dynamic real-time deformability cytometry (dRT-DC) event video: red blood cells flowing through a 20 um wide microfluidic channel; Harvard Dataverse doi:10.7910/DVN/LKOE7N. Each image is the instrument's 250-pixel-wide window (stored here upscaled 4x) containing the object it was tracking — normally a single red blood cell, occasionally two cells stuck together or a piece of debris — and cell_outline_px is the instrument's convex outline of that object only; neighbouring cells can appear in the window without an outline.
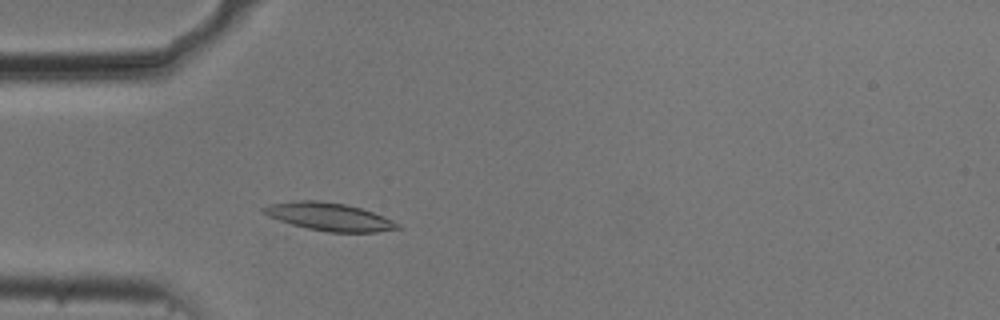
{"species": "common noctule bat (a hibernating species)", "species_latin": "Nyctalus noctula", "temperature_condition": "cold", "stored_images_in_passage": 49, "camera_frame_rate_fps": 3000, "um_per_image_px": 0.085, "animal": {"sex": "male", "body_mass_g": 20.5, "forearm_length_mm": 52.5}, "frame": {"image": 1, "passage_image": 11, "time_ms": 3.333, "image_size_px": [1000, 320], "cell_outline_px": [[400, 228], [376, 232], [328, 232], [308, 228], [292, 224], [268, 216], [260, 212], [260, 208], [268, 204], [296, 200], [320, 200], [344, 204], [360, 208], [372, 212], [392, 220], [400, 224]], "centroid_in_image_um": [27.93, 18.41], "position_along_channel_um": 57.1, "area_um2": 21.68}}
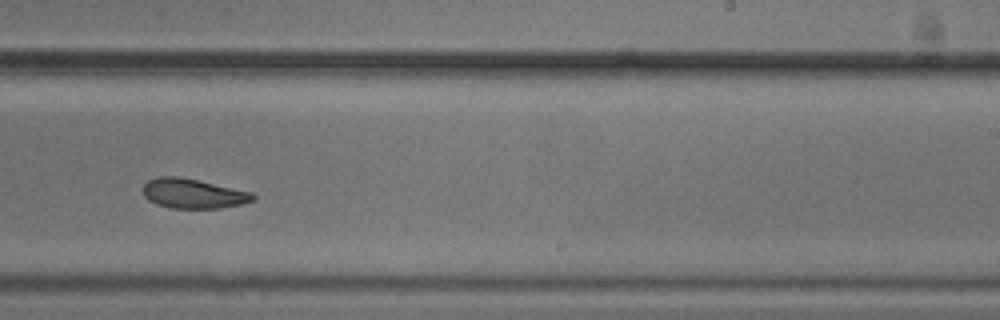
{"frame": {"image": 2, "passage_image": 29, "time_ms": 9.333, "image_size_px": [1000, 320], "cell_outline_px": [[256, 200], [244, 204], [220, 208], [172, 208], [156, 204], [148, 200], [144, 196], [144, 184], [148, 180], [160, 176], [176, 176], [196, 180], [252, 192], [256, 196]], "centroid_in_image_um": [16.44, 16.46], "position_along_channel_um": 272.6, "area_um2": 18.96}}
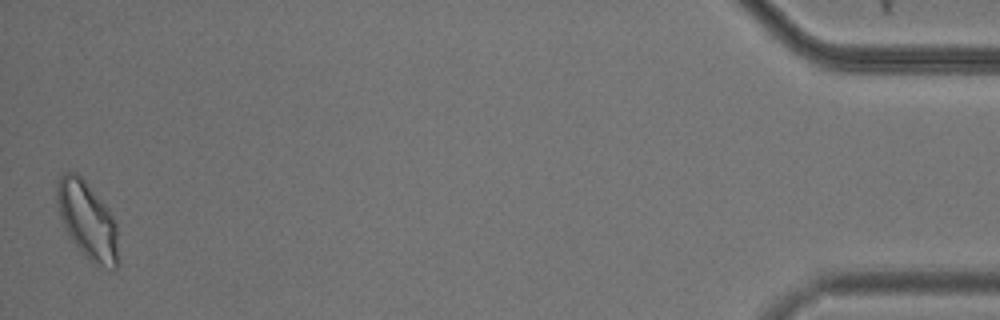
{"frame": {"image": 3, "passage_image": 49, "time_ms": 16.0, "image_size_px": [1000, 320], "cell_outline_px": [[120, 264], [116, 268], [112, 268], [92, 264], [84, 256], [68, 236], [64, 228], [60, 216], [56, 200], [56, 184], [60, 176], [64, 172], [76, 172], [84, 180], [108, 208], [116, 220]], "centroid_in_image_um": [7.45, 18.77], "position_along_channel_um": 427.8, "area_um2": 28.15}, "authors_computed_cell_mechanics": {"area_um2": 20.1144, "velocity_mm_per_s": 3.6805, "shape_relaxation_time_tau1_ms": 5.269, "shape_relaxation_time_tau2_ms": 3.0546, "deformation_change_tau1": 0.1424, "deformation_change_tau2": 0.0909}}